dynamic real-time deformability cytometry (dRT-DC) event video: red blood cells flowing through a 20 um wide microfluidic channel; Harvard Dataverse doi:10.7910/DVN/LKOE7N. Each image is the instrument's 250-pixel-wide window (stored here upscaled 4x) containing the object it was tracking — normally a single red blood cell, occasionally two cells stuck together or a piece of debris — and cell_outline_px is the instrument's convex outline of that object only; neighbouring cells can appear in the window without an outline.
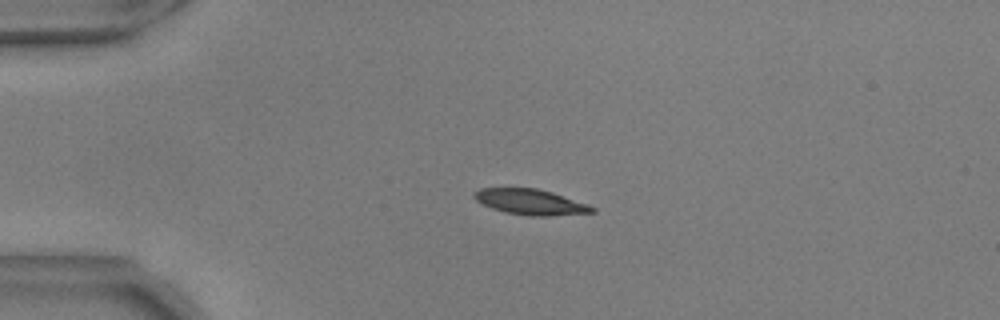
{"species": "common noctule bat (a hibernating species)", "species_latin": "Nyctalus noctula", "temperature_condition": "warm", "stored_images_in_passage": 55, "camera_frame_rate_fps": 3000, "um_per_image_px": 0.085, "animal": {"sex": "male", "body_mass_g": 17.9, "forearm_length_mm": 54.2}, "frame": {"image": 1, "passage_image": 13, "time_ms": 4.0, "image_size_px": [1000, 320], "cell_outline_px": [[596, 212], [548, 216], [528, 216], [504, 212], [492, 208], [476, 200], [472, 196], [472, 192], [480, 188], [536, 188], [552, 192], [588, 204], [596, 208]], "centroid_in_image_um": [45.09, 17.17], "position_along_channel_um": 39.9, "area_um2": 17.63}}
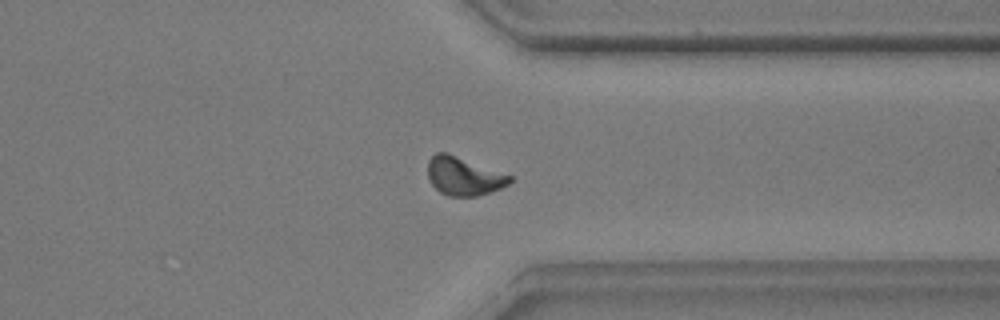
{"frame": {"image": 2, "passage_image": 43, "time_ms": 14.0, "image_size_px": [1000, 320], "cell_outline_px": [[512, 180], [508, 184], [492, 192], [476, 196], [448, 196], [440, 192], [428, 180], [428, 160], [436, 152], [448, 152], [512, 176]], "centroid_in_image_um": [39.4, 14.97], "position_along_channel_um": 372.0, "area_um2": 18.38}}
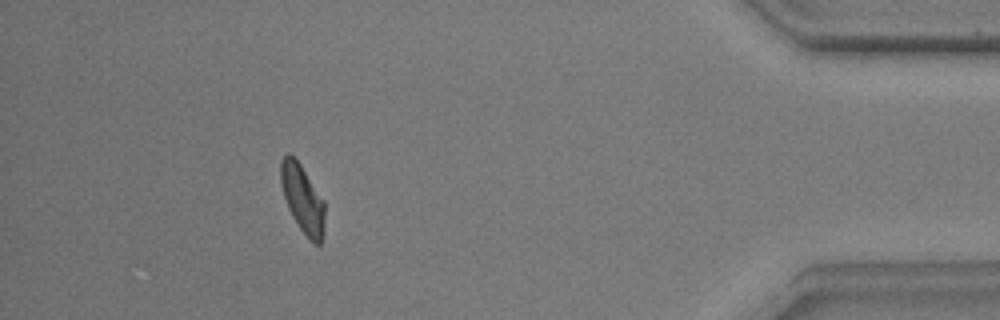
{"frame": {"image": 3, "passage_image": 50, "time_ms": 16.333, "image_size_px": [1000, 320], "cell_outline_px": [[324, 236], [320, 244], [316, 244], [300, 228], [292, 216], [288, 208], [280, 184], [280, 160], [288, 152], [300, 164], [324, 200]], "centroid_in_image_um": [25.71, 16.88], "position_along_channel_um": 409.5, "area_um2": 17.28}, "authors_computed_cell_mechanics": {"area_um2": 17.918, "velocity_mm_per_s": 3.6697, "shape_relaxation_time_tau1_ms": 3.304, "shape_relaxation_time_tau2_ms": 3.4912, "deformation_change_tau1": 0.1499, "deformation_change_tau2": 0.0679}}